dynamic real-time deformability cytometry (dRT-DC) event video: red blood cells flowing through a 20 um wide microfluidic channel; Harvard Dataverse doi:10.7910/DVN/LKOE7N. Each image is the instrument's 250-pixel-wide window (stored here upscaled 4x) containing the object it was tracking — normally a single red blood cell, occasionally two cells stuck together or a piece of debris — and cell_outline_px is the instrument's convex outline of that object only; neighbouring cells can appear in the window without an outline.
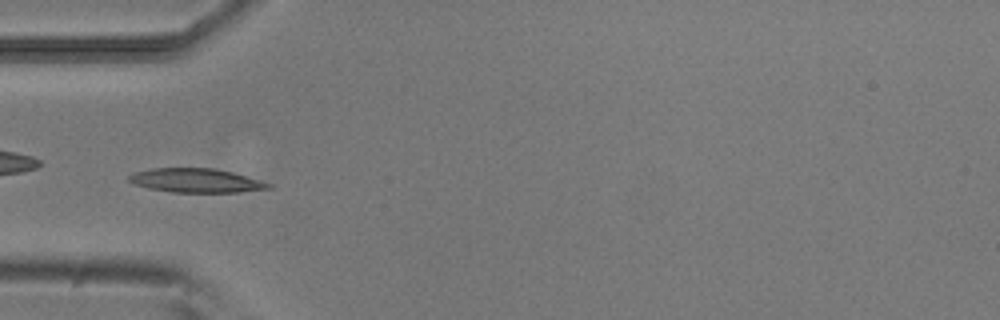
{"species": "common noctule bat (a hibernating species)", "species_latin": "Nyctalus noctula", "temperature_condition": "room temperature", "stored_images_in_passage": 51, "camera_frame_rate_fps": 3000, "um_per_image_px": 0.085, "animal": {"sex": "male", "body_mass_g": 20.5, "forearm_length_mm": 52.5}, "frame": {"image": 1, "passage_image": 15, "time_ms": 4.667, "image_size_px": [1000, 320], "cell_outline_px": [[272, 188], [240, 192], [172, 192], [148, 188], [132, 184], [128, 180], [128, 176], [136, 172], [152, 168], [216, 168], [232, 172], [260, 180], [272, 184]], "centroid_in_image_um": [16.66, 15.34], "position_along_channel_um": 68.3, "area_um2": 19.54}}
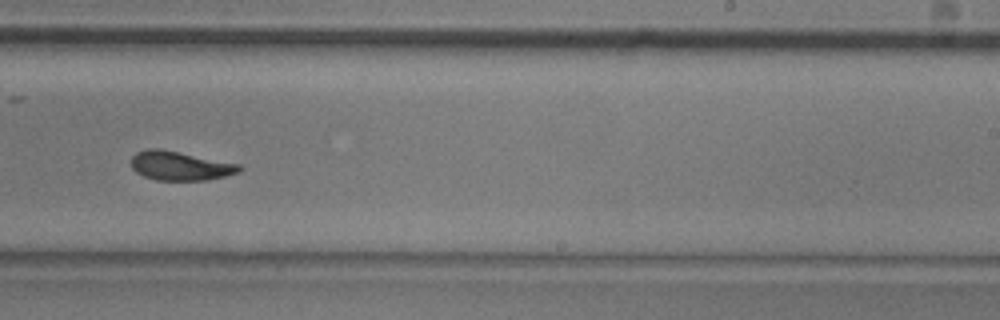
{"frame": {"image": 2, "passage_image": 31, "time_ms": 10.0, "image_size_px": [1000, 320], "cell_outline_px": [[244, 168], [240, 172], [208, 180], [156, 180], [144, 176], [136, 172], [132, 168], [132, 156], [136, 152], [148, 148], [160, 148], [240, 164]], "centroid_in_image_um": [15.32, 14.09], "position_along_channel_um": 273.7, "area_um2": 18.38}}
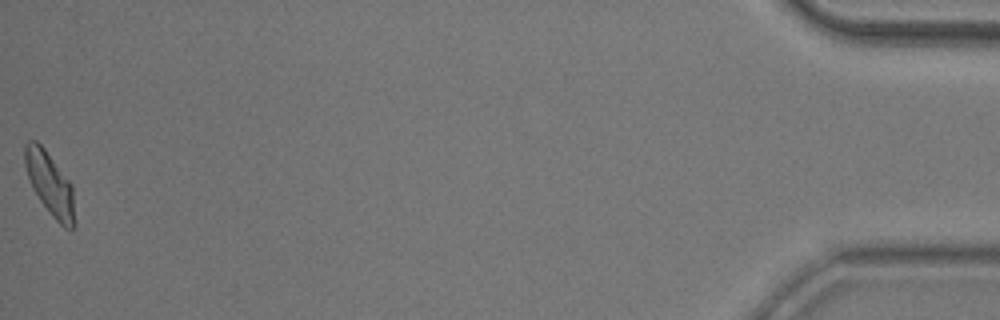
{"frame": {"image": 3, "passage_image": 51, "time_ms": 16.667, "image_size_px": [1000, 320], "cell_outline_px": [[76, 224], [72, 228], [64, 228], [52, 216], [40, 200], [32, 188], [24, 164], [24, 144], [28, 140], [36, 140], [44, 148], [72, 184]], "centroid_in_image_um": [4.24, 15.63], "position_along_channel_um": 431.0, "area_um2": 18.38}, "authors_computed_cell_mechanics": {"area_um2": 18.6116, "velocity_mm_per_s": 3.8419, "shape_relaxation_time_tau1_ms": 3.0485, "shape_relaxation_time_tau2_ms": 2.1014, "deformation_change_tau1": 0.1265, "deformation_change_tau2": 0.0622}}